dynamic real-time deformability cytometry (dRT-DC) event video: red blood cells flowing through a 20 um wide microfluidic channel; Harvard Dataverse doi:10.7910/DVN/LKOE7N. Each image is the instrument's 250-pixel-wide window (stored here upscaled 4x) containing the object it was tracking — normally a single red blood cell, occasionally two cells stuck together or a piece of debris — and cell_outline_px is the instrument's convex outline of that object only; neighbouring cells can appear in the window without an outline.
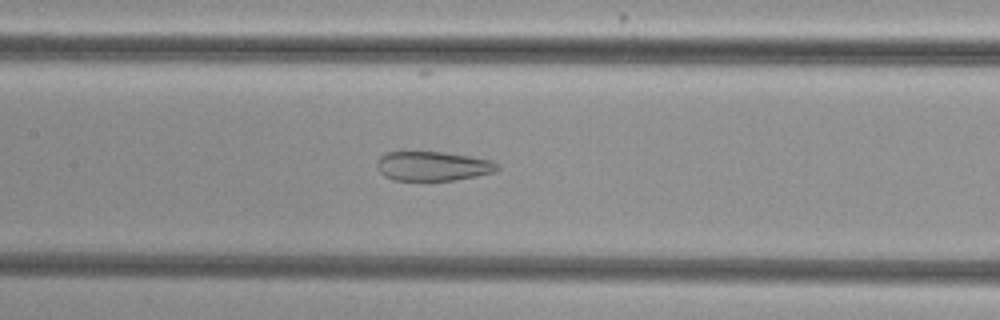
{"species": "common noctule bat (a hibernating species)", "species_latin": "Nyctalus noctula", "temperature_condition": "cold", "stored_images_in_passage": 44, "camera_frame_rate_fps": 3000, "um_per_image_px": 0.085, "animal": {"sex": "female", "body_mass_g": 29.2, "forearm_length_mm": 56.3}, "frame": {"image": 1, "passage_image": 16, "time_ms": 5.0, "image_size_px": [1000, 320], "cell_outline_px": [[500, 168], [496, 172], [456, 180], [392, 180], [384, 176], [380, 172], [376, 164], [380, 156], [388, 152], [444, 152], [492, 160], [500, 164]], "centroid_in_image_um": [36.83, 14.12], "position_along_channel_um": 170.6, "area_um2": 20.69}}
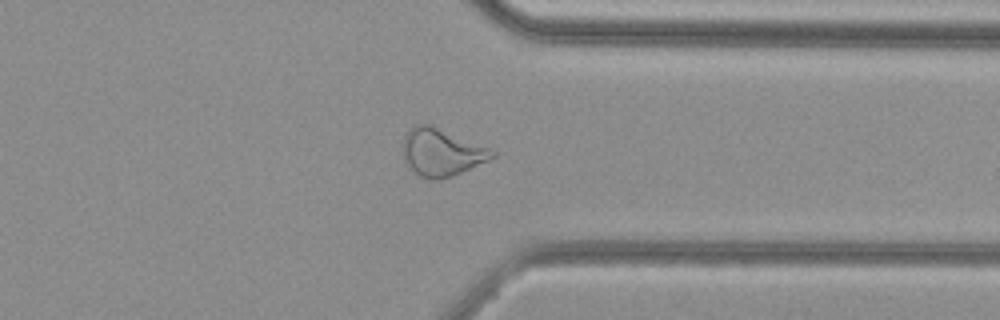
{"frame": {"image": 2, "passage_image": 32, "time_ms": 10.333, "image_size_px": [1000, 320], "cell_outline_px": [[496, 156], [488, 160], [452, 176], [440, 180], [432, 180], [420, 176], [408, 164], [404, 156], [404, 136], [408, 128], [416, 124], [428, 124], [488, 148], [496, 152]], "centroid_in_image_um": [37.51, 12.95], "position_along_channel_um": 373.9, "area_um2": 23.99}}
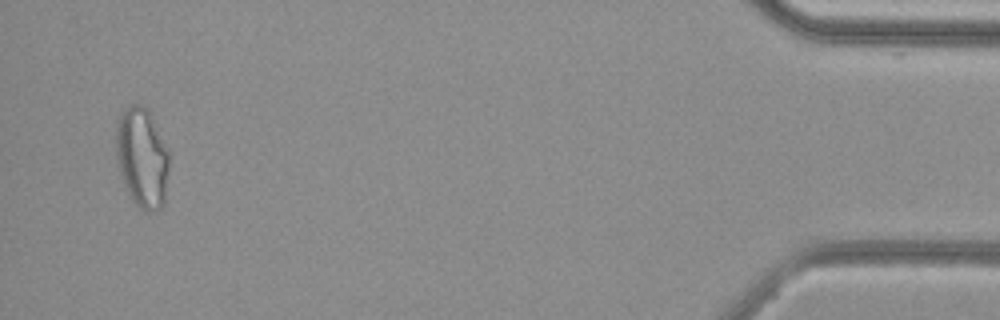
{"frame": {"image": 3, "passage_image": 42, "time_ms": 13.667, "image_size_px": [1000, 320], "cell_outline_px": [[168, 172], [164, 204], [160, 208], [148, 212], [144, 212], [132, 200], [124, 184], [116, 156], [116, 128], [120, 116], [132, 104], [140, 104], [148, 112], [168, 148]], "centroid_in_image_um": [12.08, 13.45], "position_along_channel_um": 423.1, "area_um2": 30.4}, "authors_computed_cell_mechanics": {"area_um2": 25.5187, "velocity_mm_per_s": 3.8446, "shape_relaxation_time_tau1_ms": null, "shape_relaxation_time_tau2_ms": 1.7057, "deformation_change_tau1": null, "deformation_change_tau2": 0.1}}